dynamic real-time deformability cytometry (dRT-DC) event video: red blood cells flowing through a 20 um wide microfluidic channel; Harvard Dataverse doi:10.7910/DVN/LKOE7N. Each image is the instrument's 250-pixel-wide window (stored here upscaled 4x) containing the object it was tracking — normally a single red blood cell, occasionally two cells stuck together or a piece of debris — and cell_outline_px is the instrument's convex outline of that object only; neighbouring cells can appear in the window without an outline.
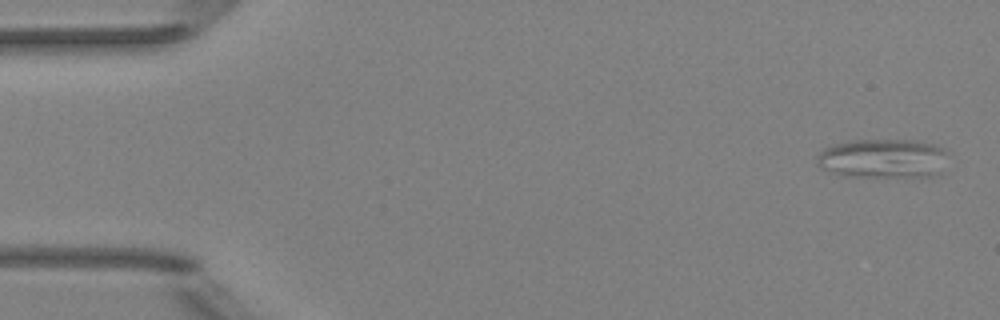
{"species": "Egyptian fruit bat (a non-hibernating species)", "species_latin": "Rousettus aegyptiacus", "temperature_condition": "room temperature", "stored_images_in_passage": 6, "camera_frame_rate_fps": 3000, "um_per_image_px": 0.085, "animal": {"sex": "female"}, "frame": {"image": 1, "passage_image": 1, "time_ms": 0.0, "image_size_px": [1000, 320], "cell_outline_px": [[948, 152], [940, 176], [840, 176], [820, 168], [816, 164], [816, 156], [824, 148], [836, 144], [852, 140], [916, 140], [936, 144], [944, 148]], "centroid_in_image_um": [75.07, 13.47], "position_along_channel_um": 9.9, "area_um2": 30.4}}